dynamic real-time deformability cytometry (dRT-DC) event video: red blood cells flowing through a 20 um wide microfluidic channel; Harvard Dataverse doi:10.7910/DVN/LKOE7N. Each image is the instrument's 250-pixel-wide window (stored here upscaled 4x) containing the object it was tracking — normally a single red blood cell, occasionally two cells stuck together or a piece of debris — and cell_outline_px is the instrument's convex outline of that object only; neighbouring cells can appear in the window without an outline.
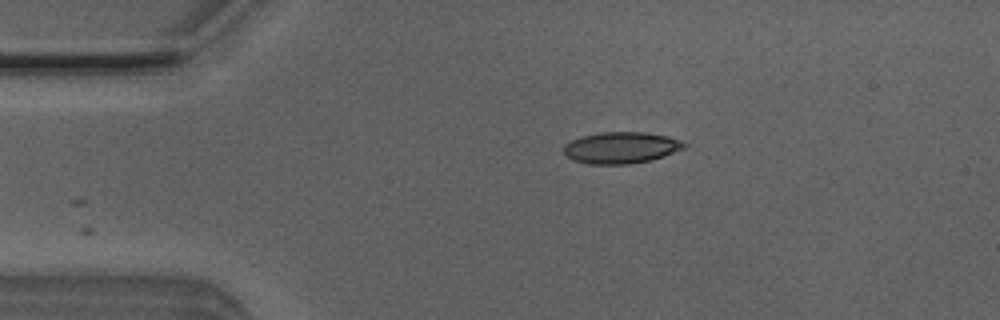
{"species": "Egyptian fruit bat (a non-hibernating species)", "species_latin": "Rousettus aegyptiacus", "temperature_condition": "room temperature", "stored_images_in_passage": 3, "camera_frame_rate_fps": 3000, "um_per_image_px": 0.085, "animal": {"sex": "male"}, "frame": {"image": 1, "passage_image": 3, "time_ms": 0.667, "image_size_px": [1000, 320], "cell_outline_px": [[688, 144], [684, 148], [664, 156], [652, 160], [628, 164], [588, 164], [572, 160], [564, 152], [564, 144], [580, 136], [600, 132], [644, 132], [668, 136], [680, 140]], "centroid_in_image_um": [52.79, 12.55], "position_along_channel_um": 32.2, "area_um2": 22.2}}